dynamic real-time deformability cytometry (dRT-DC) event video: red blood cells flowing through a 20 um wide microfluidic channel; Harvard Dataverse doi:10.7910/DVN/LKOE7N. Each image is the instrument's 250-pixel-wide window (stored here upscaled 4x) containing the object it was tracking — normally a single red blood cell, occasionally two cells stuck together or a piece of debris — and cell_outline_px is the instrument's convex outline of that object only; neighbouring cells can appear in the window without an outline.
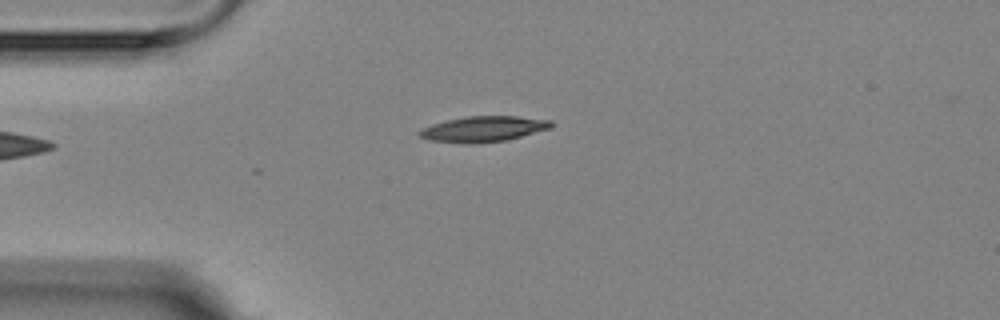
{"species": "Egyptian fruit bat (a non-hibernating species)", "species_latin": "Rousettus aegyptiacus", "temperature_condition": "room temperature", "stored_images_in_passage": 8, "camera_frame_rate_fps": 3000, "um_per_image_px": 0.085, "animal": {"sex": "female"}, "frame": {"image": 1, "passage_image": 4, "time_ms": 4.333, "image_size_px": [1000, 320], "cell_outline_px": [[552, 128], [508, 140], [476, 144], [468, 144], [428, 140], [420, 136], [416, 132], [432, 124], [464, 116], [516, 116], [552, 120]], "centroid_in_image_um": [41.11, 10.97], "position_along_channel_um": 43.9, "area_um2": 19.83}}
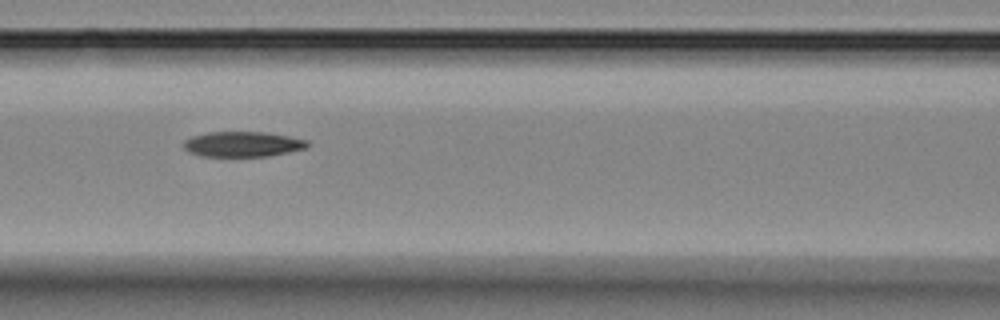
{"frame": {"image": 2, "passage_image": 7, "time_ms": 7.667, "image_size_px": [1000, 320], "cell_outline_px": [[308, 148], [268, 156], [200, 156], [184, 148], [184, 140], [192, 136], [208, 132], [264, 132], [288, 136], [308, 140]], "centroid_in_image_um": [20.65, 12.25], "position_along_channel_um": 146.0, "area_um2": 18.09}}
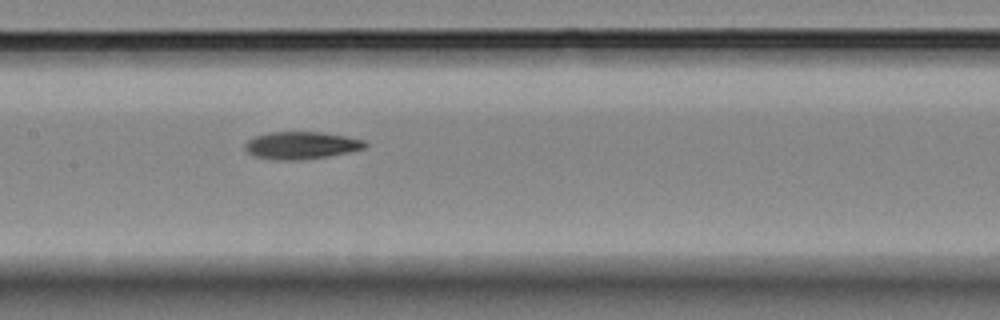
{"frame": {"image": 3, "passage_image": 8, "time_ms": 8.667, "image_size_px": [1000, 320], "cell_outline_px": [[368, 144], [364, 148], [348, 152], [328, 156], [300, 160], [272, 160], [256, 156], [248, 152], [244, 148], [244, 144], [248, 140], [256, 136], [268, 132], [320, 132], [344, 136], [364, 140]], "centroid_in_image_um": [25.58, 12.36], "position_along_channel_um": 181.8, "area_um2": 19.07}}